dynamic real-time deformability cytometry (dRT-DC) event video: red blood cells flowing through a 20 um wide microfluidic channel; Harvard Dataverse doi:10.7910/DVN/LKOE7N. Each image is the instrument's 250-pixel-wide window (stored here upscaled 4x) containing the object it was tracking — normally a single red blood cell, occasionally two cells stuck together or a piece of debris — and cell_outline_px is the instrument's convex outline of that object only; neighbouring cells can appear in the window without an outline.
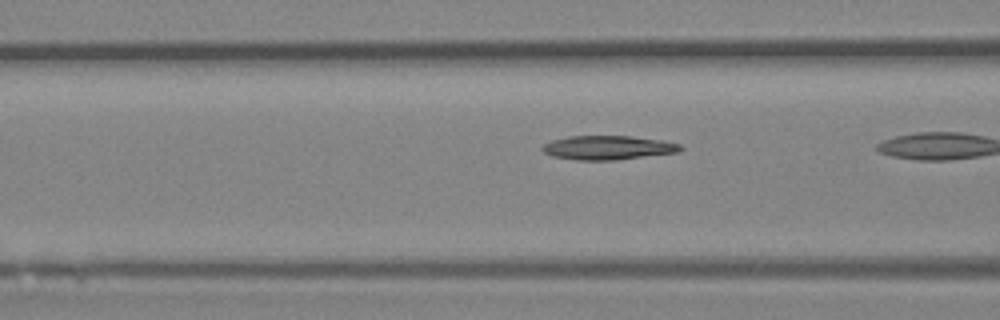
{"species": "Egyptian fruit bat (a non-hibernating species)", "species_latin": "Rousettus aegyptiacus", "temperature_condition": "room temperature", "stored_images_in_passage": 8, "camera_frame_rate_fps": 3000, "um_per_image_px": 0.085, "animal": {"sex": "female"}, "frame": {"image": 1, "passage_image": 4, "time_ms": 1.0, "image_size_px": [1000, 320], "cell_outline_px": [[684, 148], [680, 152], [616, 160], [576, 160], [552, 156], [544, 152], [540, 148], [544, 144], [552, 140], [568, 136], [632, 136], [660, 140], [680, 144]], "centroid_in_image_um": [51.68, 12.55], "position_along_channel_um": 114.9, "area_um2": 19.42}}